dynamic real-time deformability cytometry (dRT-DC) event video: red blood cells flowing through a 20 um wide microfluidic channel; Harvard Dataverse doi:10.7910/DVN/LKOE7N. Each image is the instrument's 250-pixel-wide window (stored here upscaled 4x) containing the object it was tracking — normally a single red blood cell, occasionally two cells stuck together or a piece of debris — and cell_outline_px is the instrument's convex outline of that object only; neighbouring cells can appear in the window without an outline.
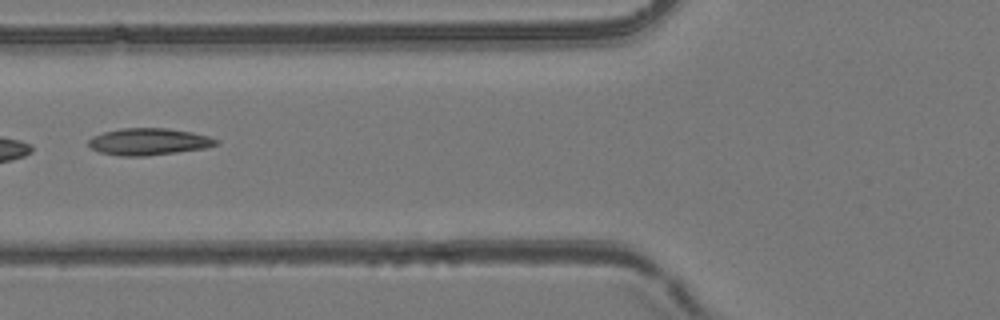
{"species": "common noctule bat (a hibernating species)", "species_latin": "Nyctalus noctula", "temperature_condition": "room temperature", "stored_images_in_passage": 7, "camera_frame_rate_fps": 3000, "um_per_image_px": 0.085, "animal": {"sex": "female", "body_mass_g": 24.6, "forearm_length_mm": 56.2}, "frame": {"image": 1, "passage_image": 6, "time_ms": 5.667, "image_size_px": [1000, 320], "cell_outline_px": [[220, 144], [208, 148], [144, 156], [120, 156], [100, 152], [92, 148], [88, 144], [88, 140], [92, 136], [104, 132], [120, 128], [168, 128], [192, 132], [208, 136], [220, 140]], "centroid_in_image_um": [12.68, 12.04], "position_along_channel_um": 113.1, "area_um2": 20.11}}
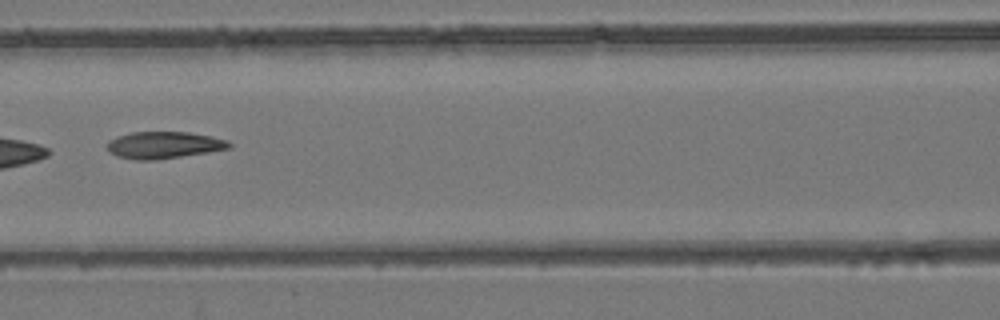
{"frame": {"image": 2, "passage_image": 7, "time_ms": 6.667, "image_size_px": [1000, 320], "cell_outline_px": [[232, 148], [208, 152], [156, 160], [136, 160], [116, 156], [108, 148], [108, 140], [116, 136], [132, 132], [188, 132], [212, 136], [228, 140], [232, 144]], "centroid_in_image_um": [13.96, 12.32], "position_along_channel_um": 152.6, "area_um2": 19.19}}